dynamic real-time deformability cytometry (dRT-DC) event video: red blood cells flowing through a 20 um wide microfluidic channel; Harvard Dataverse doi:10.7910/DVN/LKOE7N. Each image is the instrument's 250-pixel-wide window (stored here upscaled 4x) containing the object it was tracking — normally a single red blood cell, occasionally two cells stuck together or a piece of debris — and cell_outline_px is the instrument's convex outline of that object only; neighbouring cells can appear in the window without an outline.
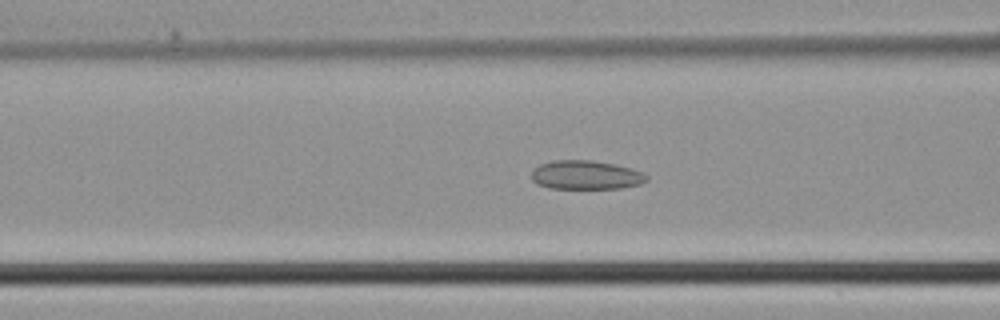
{"species": "common noctule bat (a hibernating species)", "species_latin": "Nyctalus noctula", "temperature_condition": "cold", "stored_images_in_passage": 39, "camera_frame_rate_fps": 3000, "um_per_image_px": 0.085, "animal": {"sex": "male", "body_mass_g": 21.5, "forearm_length_mm": 52.0}, "frame": {"image": 1, "passage_image": 12, "time_ms": 3.667, "image_size_px": [1000, 320], "cell_outline_px": [[648, 180], [640, 184], [620, 188], [548, 188], [536, 184], [532, 180], [532, 172], [540, 164], [552, 160], [592, 160], [616, 164], [632, 168], [644, 172], [648, 176]], "centroid_in_image_um": [49.82, 14.87], "position_along_channel_um": 116.8, "area_um2": 19.54}}
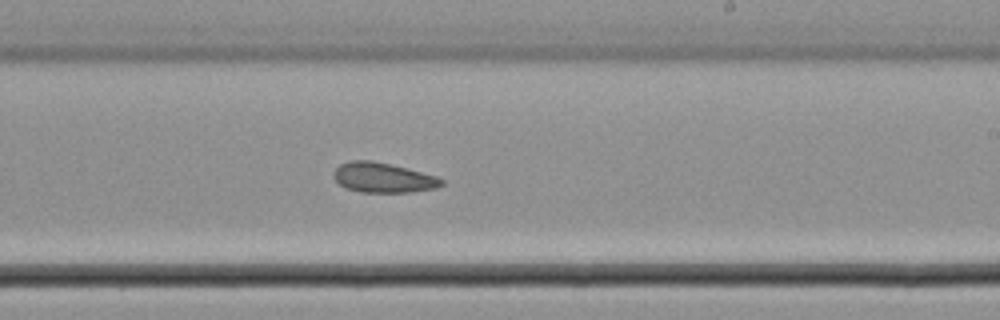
{"frame": {"image": 2, "passage_image": 21, "time_ms": 6.667, "image_size_px": [1000, 320], "cell_outline_px": [[444, 184], [436, 188], [412, 192], [360, 192], [348, 188], [340, 184], [332, 176], [336, 168], [340, 164], [352, 160], [372, 160], [436, 176], [444, 180]], "centroid_in_image_um": [32.56, 15.1], "position_along_channel_um": 256.4, "area_um2": 18.55}}
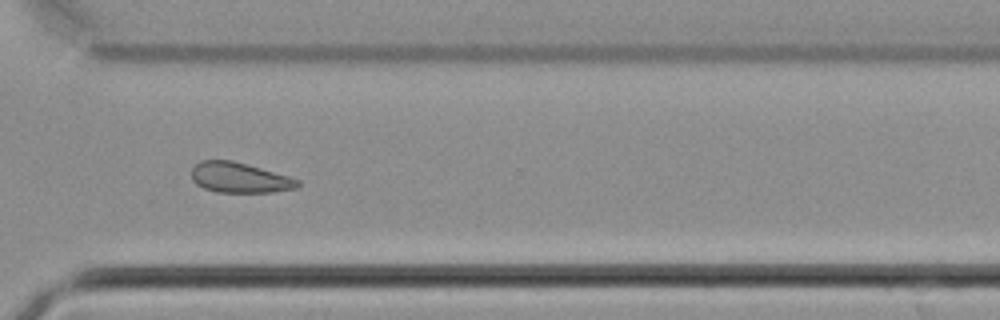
{"frame": {"image": 3, "passage_image": 27, "time_ms": 8.667, "image_size_px": [1000, 320], "cell_outline_px": [[300, 184], [296, 188], [272, 192], [216, 192], [204, 188], [196, 184], [192, 180], [192, 168], [200, 160], [232, 160], [288, 176], [300, 180]], "centroid_in_image_um": [20.34, 15.1], "position_along_channel_um": 350.3, "area_um2": 18.61}}